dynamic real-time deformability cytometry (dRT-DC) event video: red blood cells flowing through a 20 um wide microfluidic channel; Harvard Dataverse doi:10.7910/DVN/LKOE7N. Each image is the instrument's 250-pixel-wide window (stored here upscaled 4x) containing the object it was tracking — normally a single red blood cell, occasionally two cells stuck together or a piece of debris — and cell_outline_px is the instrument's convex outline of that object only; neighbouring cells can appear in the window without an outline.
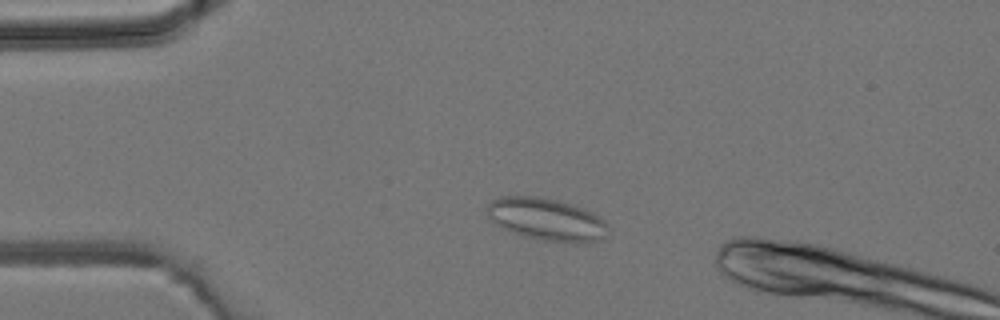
{"species": "common noctule bat (a hibernating species)", "species_latin": "Nyctalus noctula", "temperature_condition": "room temperature", "stored_images_in_passage": 4, "camera_frame_rate_fps": 3000, "um_per_image_px": 0.085, "animal": {"sex": "male", "body_mass_g": 19.2, "forearm_length_mm": 51.8}, "frame": {"image": 1, "passage_image": 3, "time_ms": 2.667, "image_size_px": [1000, 320], "cell_outline_px": [[608, 224], [604, 240], [588, 244], [576, 244], [540, 240], [524, 236], [512, 232], [496, 224], [488, 216], [488, 204], [492, 200], [500, 196], [536, 196], [560, 200], [584, 208], [592, 212], [604, 220]], "centroid_in_image_um": [46.52, 18.67], "position_along_channel_um": 38.5, "area_um2": 30.4}}